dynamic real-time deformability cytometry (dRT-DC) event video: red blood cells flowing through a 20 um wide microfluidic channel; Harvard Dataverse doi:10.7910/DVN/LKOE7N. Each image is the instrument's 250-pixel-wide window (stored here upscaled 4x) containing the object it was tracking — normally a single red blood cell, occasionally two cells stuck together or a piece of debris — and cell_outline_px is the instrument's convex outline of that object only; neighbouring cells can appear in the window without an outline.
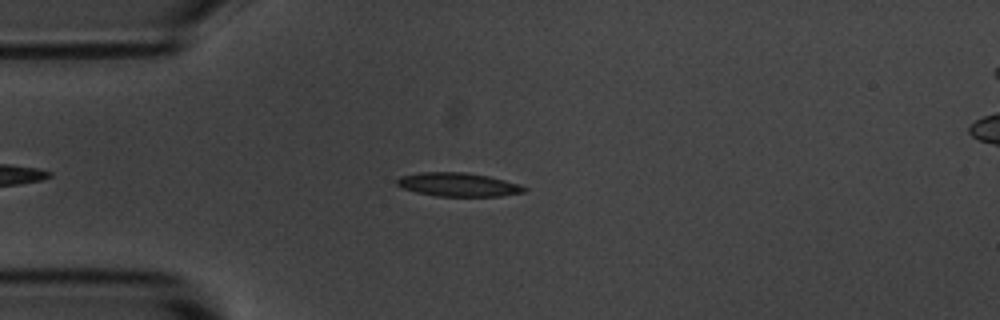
{"species": "common noctule bat (a hibernating species)", "species_latin": "Nyctalus noctula", "temperature_condition": "room temperature", "stored_images_in_passage": 3, "camera_frame_rate_fps": 3000, "um_per_image_px": 0.085, "animal": {"sex": "male", "body_mass_g": 20.1, "forearm_length_mm": 53.5}, "frame": {"image": 1, "passage_image": 3, "time_ms": 2.333, "image_size_px": [1000, 320], "cell_outline_px": [[528, 188], [524, 192], [500, 196], [436, 196], [416, 192], [404, 188], [396, 184], [396, 180], [400, 176], [420, 172], [464, 172], [488, 176], [520, 184]], "centroid_in_image_um": [38.94, 15.69], "position_along_channel_um": 46.1, "area_um2": 17.51}}